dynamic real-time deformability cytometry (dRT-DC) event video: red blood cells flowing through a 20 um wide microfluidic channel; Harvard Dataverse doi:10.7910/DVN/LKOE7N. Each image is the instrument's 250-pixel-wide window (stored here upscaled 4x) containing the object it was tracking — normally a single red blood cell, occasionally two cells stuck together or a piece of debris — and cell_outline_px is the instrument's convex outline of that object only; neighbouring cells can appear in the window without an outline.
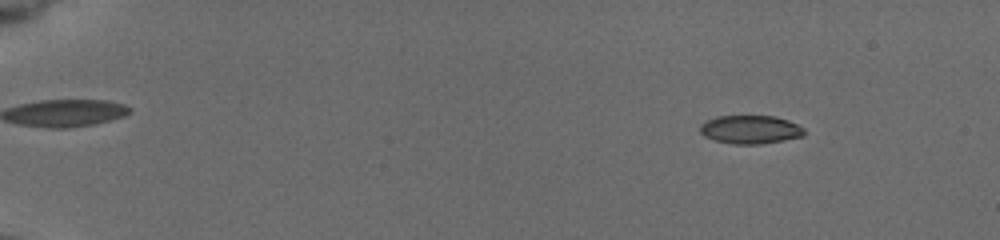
{"species": "common noctule bat (a hibernating species)", "species_latin": "Nyctalus noctula", "temperature_condition": "cold", "stored_images_in_passage": 125, "camera_frame_rate_fps": 3000, "um_per_image_px": 0.085, "animal": {"sex": "female", "body_mass_g": 19.5, "forearm_length_mm": 54.1}, "frame": {"image": 1, "passage_image": 17, "time_ms": 2.667, "image_size_px": [1000, 240], "cell_outline_px": [[804, 136], [760, 144], [736, 144], [716, 140], [704, 136], [700, 132], [700, 124], [704, 120], [716, 116], [776, 116], [788, 120], [804, 128]], "centroid_in_image_um": [63.75, 11.0], "position_along_channel_um": 21.2, "area_um2": 17.22}}
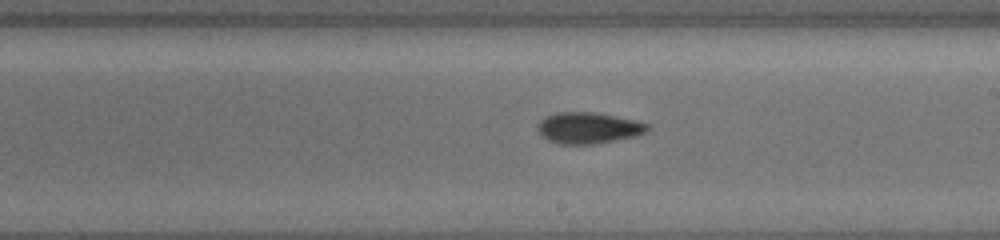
{"frame": {"image": 2, "passage_image": 78, "time_ms": 12.0, "image_size_px": [1000, 240], "cell_outline_px": [[652, 128], [648, 132], [636, 136], [616, 140], [592, 144], [560, 144], [548, 140], [536, 128], [540, 120], [556, 112], [592, 112], [616, 116], [636, 120], [652, 124]], "centroid_in_image_um": [50.09, 10.87], "position_along_channel_um": 238.9, "area_um2": 20.11}}
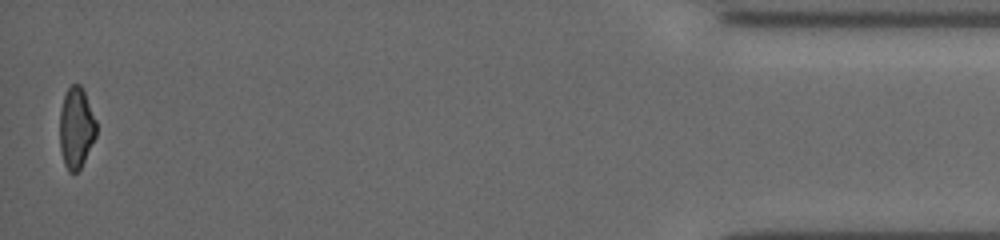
{"frame": {"image": 3, "passage_image": 123, "time_ms": 19.0, "image_size_px": [1000, 240], "cell_outline_px": [[96, 136], [80, 168], [76, 172], [68, 172], [64, 164], [60, 148], [60, 112], [64, 96], [68, 88], [72, 84], [80, 84], [84, 92], [96, 120]], "centroid_in_image_um": [6.47, 10.87], "position_along_channel_um": 428.7, "area_um2": 17.05}, "authors_computed_cell_mechanics": {"area_um2": 18.207, "velocity_mm_per_s": 3.7528, "shape_relaxation_time_tau1_ms": 3.6287, "shape_relaxation_time_tau2_ms": 7.2756, "deformation_change_tau1": 0.1174, "deformation_change_tau2": 0.136}}